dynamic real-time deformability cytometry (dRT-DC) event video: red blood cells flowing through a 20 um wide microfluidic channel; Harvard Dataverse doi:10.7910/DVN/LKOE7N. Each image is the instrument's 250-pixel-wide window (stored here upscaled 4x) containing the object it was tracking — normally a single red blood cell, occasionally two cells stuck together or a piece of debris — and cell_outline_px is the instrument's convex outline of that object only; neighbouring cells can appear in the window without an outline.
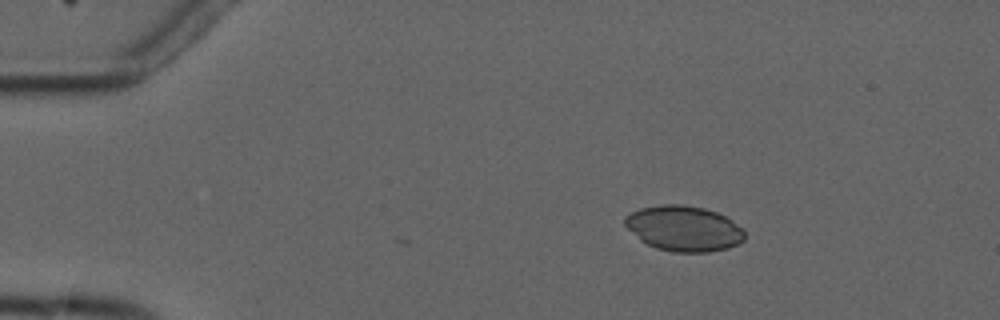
{"species": "common noctule bat (a hibernating species)", "species_latin": "Nyctalus noctula", "temperature_condition": "cold", "stored_images_in_passage": 7, "camera_frame_rate_fps": 3000, "um_per_image_px": 0.085, "animal": {"sex": "male", "forearm_length_mm": 52.5}, "frame": {"image": 1, "passage_image": 3, "time_ms": 2.333, "image_size_px": [1000, 320], "cell_outline_px": [[744, 240], [728, 248], [708, 252], [672, 252], [656, 248], [640, 240], [624, 224], [624, 216], [640, 208], [660, 204], [680, 204], [704, 208], [716, 212], [732, 220], [744, 232]], "centroid_in_image_um": [58.1, 19.42], "position_along_channel_um": 26.9, "area_um2": 31.56}}